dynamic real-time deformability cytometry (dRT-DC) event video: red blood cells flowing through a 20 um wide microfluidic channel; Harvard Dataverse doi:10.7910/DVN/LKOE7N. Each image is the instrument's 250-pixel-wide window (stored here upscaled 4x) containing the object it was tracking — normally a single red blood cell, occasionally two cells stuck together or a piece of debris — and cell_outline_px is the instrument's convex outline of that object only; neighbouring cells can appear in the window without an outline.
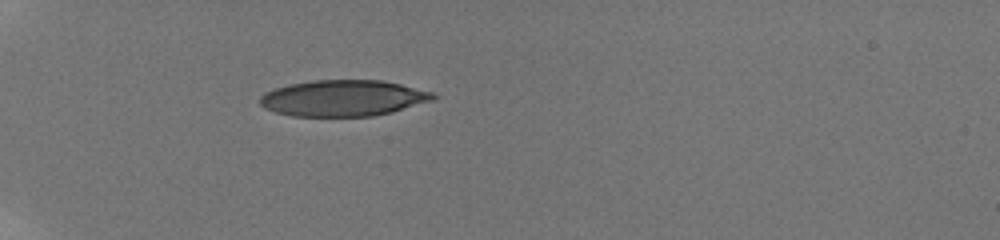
{"species": "human", "species_latin": "Homo sapiens", "temperature_condition": "room temperature", "stored_images_in_passage": 9, "camera_frame_rate_fps": 3000, "um_per_image_px": 0.085, "donor": {"sex": "male"}, "frame": {"image": 1, "passage_image": 1, "time_ms": 0.0, "image_size_px": [1000, 240], "cell_outline_px": [[440, 96], [432, 100], [392, 112], [372, 116], [292, 116], [276, 112], [264, 108], [260, 104], [260, 96], [264, 92], [288, 84], [312, 80], [380, 80], [400, 84], [436, 92]], "centroid_in_image_um": [29.19, 8.33], "position_along_channel_um": 55.8, "area_um2": 36.65}}
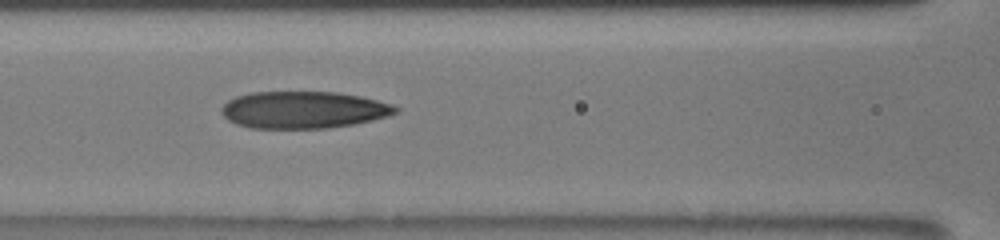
{"frame": {"image": 2, "passage_image": 6, "time_ms": 3.0, "image_size_px": [1000, 240], "cell_outline_px": [[400, 112], [388, 116], [372, 120], [352, 124], [328, 128], [248, 128], [236, 124], [228, 120], [220, 112], [220, 108], [228, 100], [236, 96], [252, 92], [336, 92], [360, 96], [392, 104], [400, 108]], "centroid_in_image_um": [25.79, 9.34], "position_along_channel_um": 140.8, "area_um2": 37.74}}